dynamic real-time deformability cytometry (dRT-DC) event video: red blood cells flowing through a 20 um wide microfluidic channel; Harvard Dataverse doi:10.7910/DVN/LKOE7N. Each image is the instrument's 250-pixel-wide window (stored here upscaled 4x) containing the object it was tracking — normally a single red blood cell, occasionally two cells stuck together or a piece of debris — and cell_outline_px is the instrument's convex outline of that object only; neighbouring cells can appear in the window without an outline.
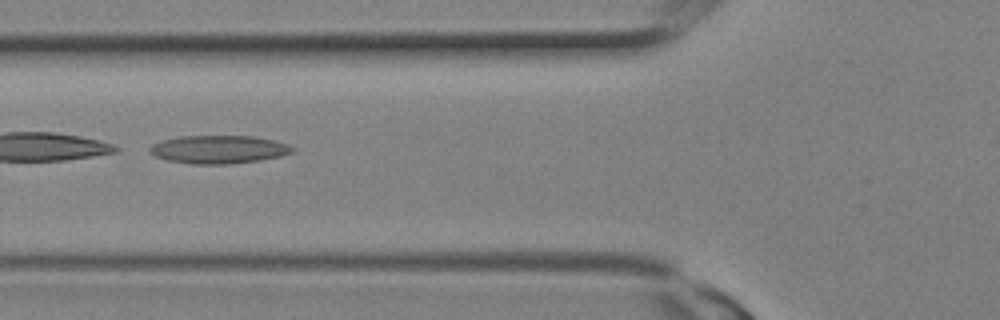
{"species": "Egyptian fruit bat (a non-hibernating species)", "species_latin": "Rousettus aegyptiacus", "temperature_condition": "room temperature", "stored_images_in_passage": 10, "camera_frame_rate_fps": 3000, "um_per_image_px": 0.085, "animal": {"sex": "female"}, "frame": {"image": 1, "passage_image": 9, "time_ms": 2.667, "image_size_px": [1000, 320], "cell_outline_px": [[292, 152], [280, 156], [260, 160], [228, 164], [192, 164], [168, 160], [156, 156], [148, 152], [148, 148], [152, 144], [160, 140], [180, 136], [252, 136], [272, 140], [288, 144], [292, 148]], "centroid_in_image_um": [18.53, 12.7], "position_along_channel_um": 107.3, "area_um2": 23.29}}